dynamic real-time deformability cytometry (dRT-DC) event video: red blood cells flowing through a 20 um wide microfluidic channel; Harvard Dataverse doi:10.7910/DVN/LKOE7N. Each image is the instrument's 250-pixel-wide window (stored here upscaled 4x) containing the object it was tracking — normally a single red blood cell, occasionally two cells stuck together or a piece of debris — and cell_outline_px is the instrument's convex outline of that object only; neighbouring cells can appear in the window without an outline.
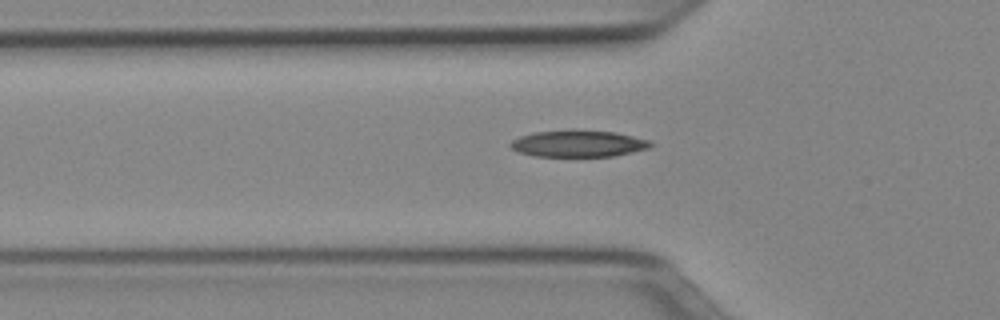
{"species": "Egyptian fruit bat (a non-hibernating species)", "species_latin": "Rousettus aegyptiacus", "temperature_condition": "cold", "stored_images_in_passage": 37, "camera_frame_rate_fps": 3000, "um_per_image_px": 0.085, "animal": {"sex": "female"}, "frame": {"image": 1, "passage_image": 3, "time_ms": 0.667, "image_size_px": [1000, 320], "cell_outline_px": [[656, 144], [652, 148], [612, 156], [532, 156], [516, 152], [508, 144], [512, 140], [520, 136], [536, 132], [572, 128], [616, 132], [652, 140]], "centroid_in_image_um": [49.2, 12.18], "position_along_channel_um": 76.6, "area_um2": 22.48}}
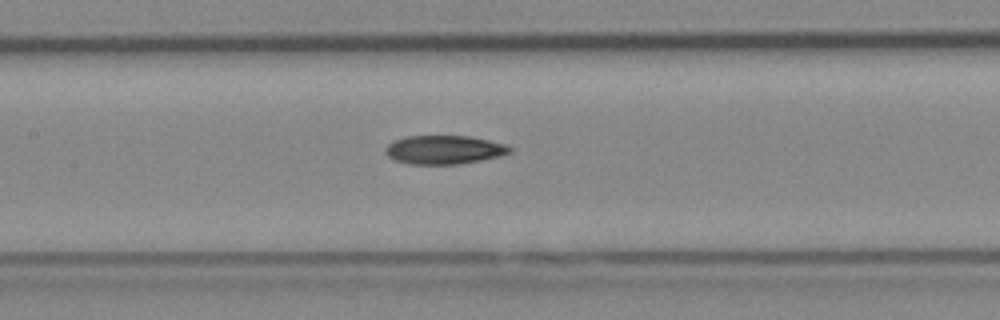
{"frame": {"image": 2, "passage_image": 10, "time_ms": 3.0, "image_size_px": [1000, 320], "cell_outline_px": [[512, 152], [500, 156], [460, 164], [408, 164], [396, 160], [388, 156], [384, 148], [392, 140], [408, 136], [468, 136], [488, 140], [504, 144], [512, 148]], "centroid_in_image_um": [37.73, 12.73], "position_along_channel_um": 169.7, "area_um2": 20.75}}
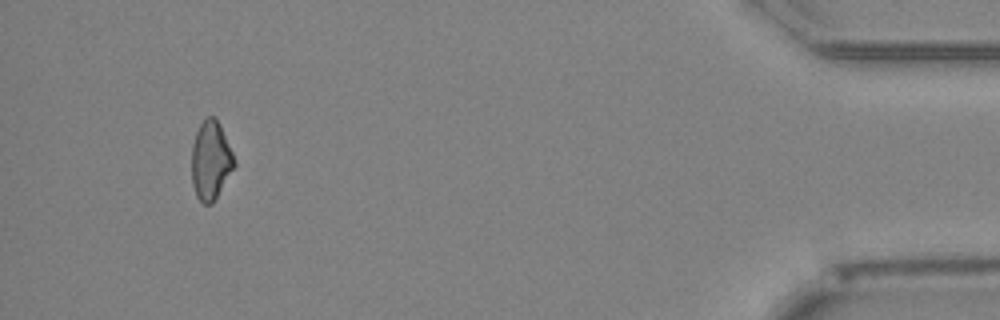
{"frame": {"image": 3, "passage_image": 34, "time_ms": 11.0, "image_size_px": [1000, 320], "cell_outline_px": [[236, 164], [212, 204], [204, 204], [196, 196], [192, 184], [192, 144], [196, 132], [204, 116], [216, 116], [220, 124], [236, 160]], "centroid_in_image_um": [17.91, 13.6], "position_along_channel_um": 417.3, "area_um2": 19.65}, "authors_computed_cell_mechanics": {"area_um2": 20.6924, "velocity_mm_per_s": 3.978, "shape_relaxation_time_tau1_ms": 6.8792, "shape_relaxation_time_tau2_ms": null, "deformation_change_tau1": 0.1654, "deformation_change_tau2": null}}